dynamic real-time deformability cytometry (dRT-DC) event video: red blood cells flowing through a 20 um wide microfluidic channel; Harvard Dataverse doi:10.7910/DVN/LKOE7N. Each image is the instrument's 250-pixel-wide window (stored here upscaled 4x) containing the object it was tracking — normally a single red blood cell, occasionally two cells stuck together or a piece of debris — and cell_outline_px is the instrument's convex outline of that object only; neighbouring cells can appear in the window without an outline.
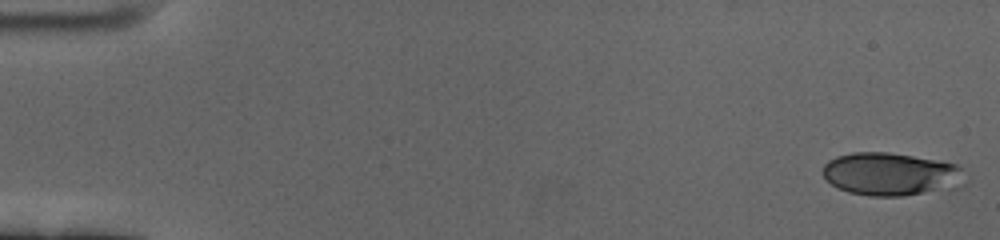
{"species": "human", "species_latin": "Homo sapiens", "temperature_condition": "cold", "stored_images_in_passage": 60, "camera_frame_rate_fps": 3000, "um_per_image_px": 0.085, "donor": {"sex": "female"}, "frame": {"image": 1, "passage_image": 1, "time_ms": 0.0, "image_size_px": [1000, 240], "cell_outline_px": [[968, 184], [964, 188], [904, 196], [872, 196], [848, 192], [836, 188], [824, 176], [824, 164], [828, 160], [836, 156], [852, 152], [888, 152], [912, 156], [956, 164], [960, 168], [968, 180]], "centroid_in_image_um": [75.82, 14.82], "position_along_channel_um": 9.2, "area_um2": 36.24}}
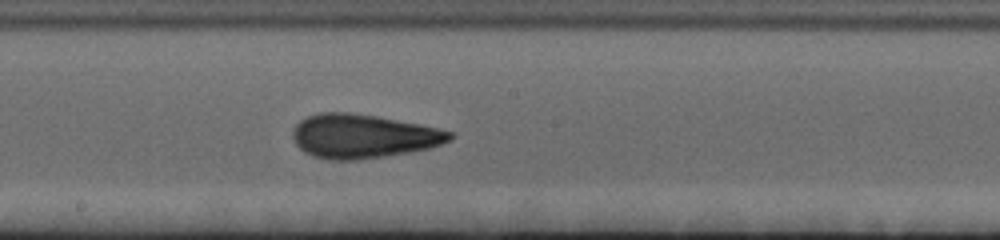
{"frame": {"image": 2, "passage_image": 33, "time_ms": 10.667, "image_size_px": [1000, 240], "cell_outline_px": [[452, 140], [428, 148], [408, 152], [384, 156], [356, 160], [328, 160], [312, 156], [304, 152], [296, 144], [292, 136], [292, 132], [296, 124], [300, 120], [308, 116], [320, 112], [348, 112], [376, 116], [420, 124], [452, 132]], "centroid_in_image_um": [30.82, 11.57], "position_along_channel_um": 217.4, "area_um2": 40.06}}
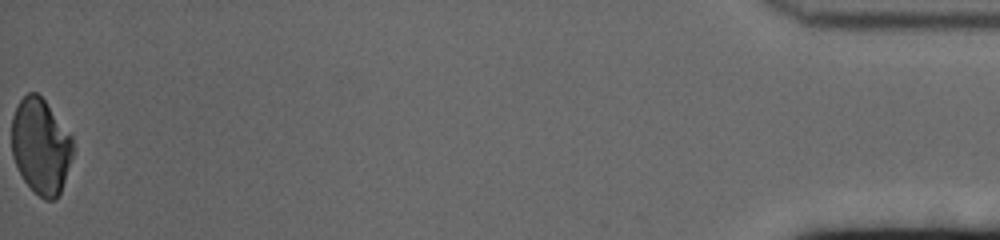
{"frame": {"image": 3, "passage_image": 60, "time_ms": 19.667, "image_size_px": [1000, 240], "cell_outline_px": [[72, 156], [60, 192], [56, 200], [44, 200], [24, 180], [12, 156], [12, 116], [20, 100], [28, 92], [36, 92], [44, 100], [72, 136]], "centroid_in_image_um": [3.45, 12.42], "position_along_channel_um": 431.7, "area_um2": 33.58}, "authors_computed_cell_mechanics": {"area_um2": 37.1943, "velocity_mm_per_s": 3.3944, "shape_relaxation_time_tau1_ms": 5.9126, "shape_relaxation_time_tau2_ms": 1.7466, "deformation_change_tau1": 0.1749, "deformation_change_tau2": 0.0866}}